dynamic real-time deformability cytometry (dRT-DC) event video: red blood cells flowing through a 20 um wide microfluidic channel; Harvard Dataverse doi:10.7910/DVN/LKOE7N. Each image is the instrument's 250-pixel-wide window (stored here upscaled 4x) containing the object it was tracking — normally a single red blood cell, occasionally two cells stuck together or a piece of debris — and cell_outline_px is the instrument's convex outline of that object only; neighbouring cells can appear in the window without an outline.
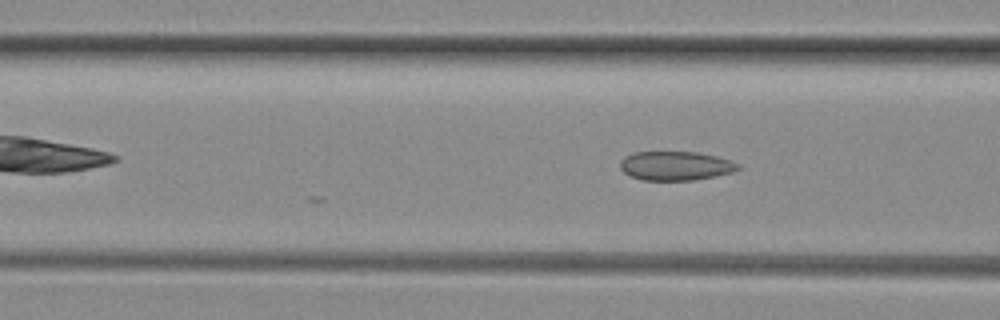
{"species": "common noctule bat (a hibernating species)", "species_latin": "Nyctalus noctula", "temperature_condition": "room temperature", "stored_images_in_passage": 8, "camera_frame_rate_fps": 3000, "um_per_image_px": 0.085, "animal": {"sex": "female", "body_mass_g": 29.2, "forearm_length_mm": 56.3}, "frame": {"image": 1, "passage_image": 7, "time_ms": 2.0, "image_size_px": [1000, 320], "cell_outline_px": [[740, 168], [732, 172], [716, 176], [692, 180], [640, 180], [624, 172], [620, 168], [620, 160], [624, 156], [632, 152], [696, 152], [716, 156], [732, 160], [740, 164]], "centroid_in_image_um": [57.42, 14.09], "position_along_channel_um": 109.2, "area_um2": 20.06}}
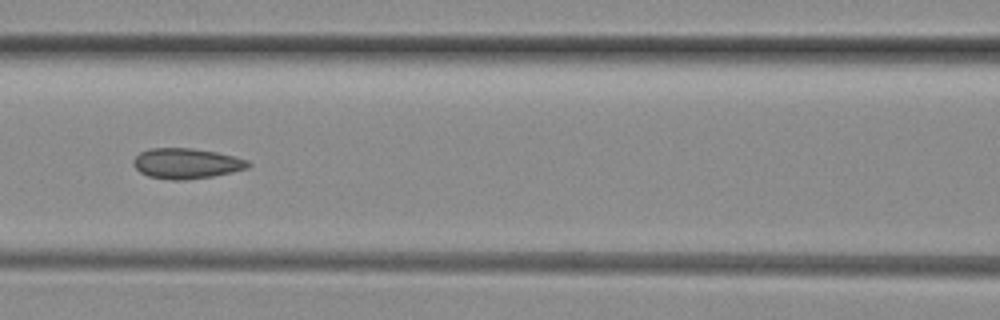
{"frame": {"image": 2, "passage_image": 8, "time_ms": 2.333, "image_size_px": [1000, 320], "cell_outline_px": [[252, 164], [248, 168], [232, 172], [212, 176], [184, 180], [172, 180], [148, 176], [140, 172], [132, 164], [136, 156], [140, 152], [148, 148], [192, 148], [216, 152], [248, 160]], "centroid_in_image_um": [15.84, 13.89], "position_along_channel_um": 150.8, "area_um2": 20.29}}